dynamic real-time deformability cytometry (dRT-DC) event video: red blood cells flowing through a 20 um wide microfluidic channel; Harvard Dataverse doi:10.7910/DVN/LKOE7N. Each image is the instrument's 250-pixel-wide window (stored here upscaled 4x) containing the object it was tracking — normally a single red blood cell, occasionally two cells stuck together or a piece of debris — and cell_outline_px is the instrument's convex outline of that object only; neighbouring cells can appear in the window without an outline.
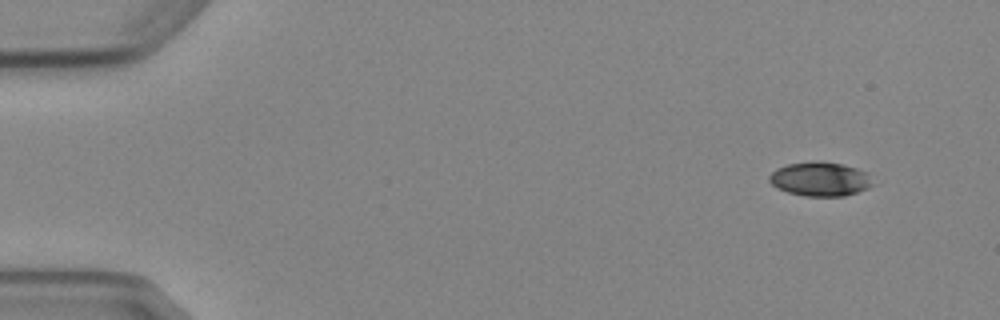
{"species": "Egyptian fruit bat (a non-hibernating species)", "species_latin": "Rousettus aegyptiacus", "temperature_condition": "cold", "stored_images_in_passage": 7, "camera_frame_rate_fps": 3000, "um_per_image_px": 0.085, "animal": {"sex": "female"}, "frame": {"image": 1, "passage_image": 1, "time_ms": 0.0, "image_size_px": [1000, 320], "cell_outline_px": [[876, 184], [868, 188], [844, 196], [804, 196], [788, 192], [776, 188], [768, 180], [768, 176], [776, 168], [788, 164], [816, 160], [840, 164], [856, 168], [864, 172]], "centroid_in_image_um": [69.68, 15.22], "position_along_channel_um": 15.3, "area_um2": 20.58}}
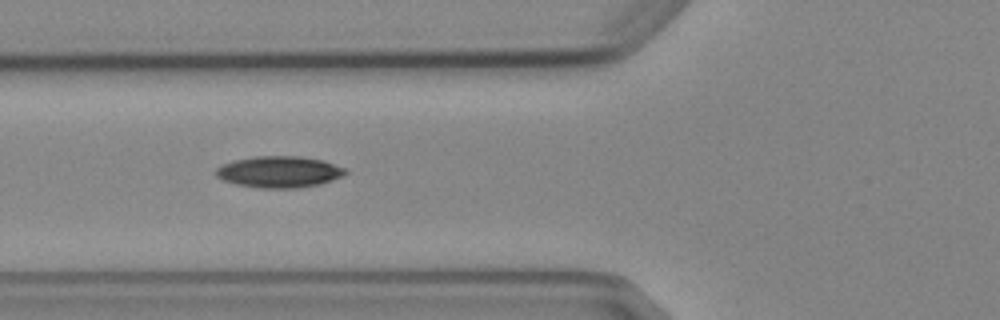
{"frame": {"image": 2, "passage_image": 5, "time_ms": 5.333, "image_size_px": [1000, 320], "cell_outline_px": [[348, 172], [344, 176], [320, 184], [296, 188], [260, 188], [236, 184], [224, 180], [216, 176], [216, 168], [232, 160], [252, 156], [300, 156], [324, 160], [344, 168]], "centroid_in_image_um": [23.74, 14.6], "position_along_channel_um": 102.1, "area_um2": 23.81}}
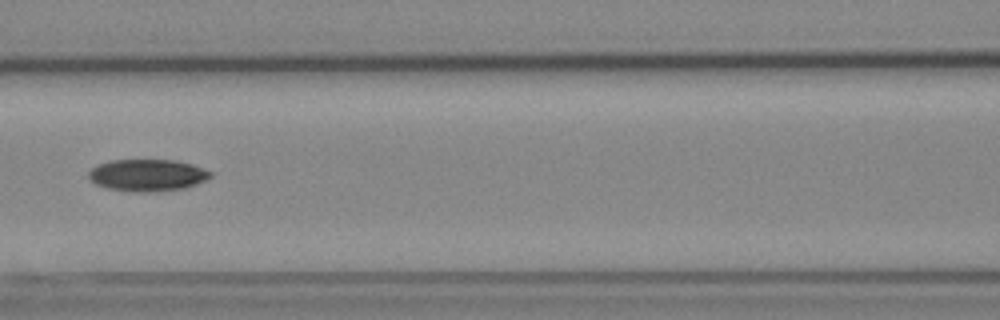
{"frame": {"image": 3, "passage_image": 6, "time_ms": 6.667, "image_size_px": [1000, 320], "cell_outline_px": [[212, 176], [196, 184], [184, 188], [152, 192], [132, 192], [108, 188], [96, 184], [88, 180], [88, 172], [96, 164], [108, 160], [176, 160], [192, 164], [212, 172]], "centroid_in_image_um": [12.48, 14.88], "position_along_channel_um": 154.1, "area_um2": 22.83}}